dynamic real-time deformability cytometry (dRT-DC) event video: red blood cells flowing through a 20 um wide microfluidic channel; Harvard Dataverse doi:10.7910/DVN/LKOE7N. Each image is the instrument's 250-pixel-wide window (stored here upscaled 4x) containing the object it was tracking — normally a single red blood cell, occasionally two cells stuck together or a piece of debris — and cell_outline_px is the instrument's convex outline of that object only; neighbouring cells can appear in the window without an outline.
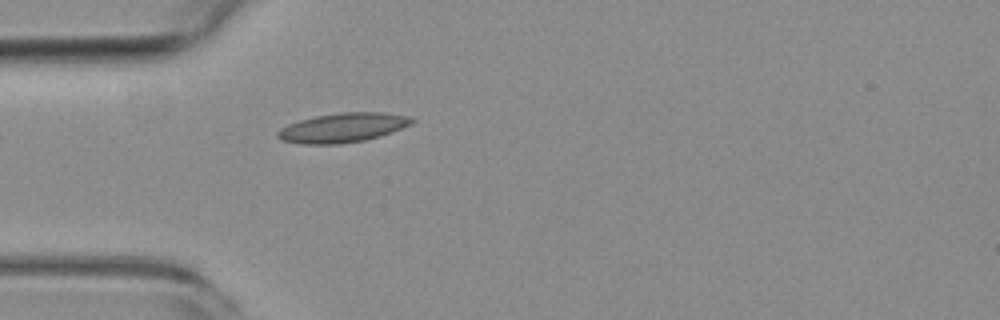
{"species": "common noctule bat (a hibernating species)", "species_latin": "Nyctalus noctula", "temperature_condition": "room temperature", "stored_images_in_passage": 3, "camera_frame_rate_fps": 3000, "um_per_image_px": 0.085, "animal": {"sex": "female", "body_mass_g": 19.3, "forearm_length_mm": 54.1}, "frame": {"image": 1, "passage_image": 3, "time_ms": 2.333, "image_size_px": [1000, 320], "cell_outline_px": [[416, 120], [412, 124], [392, 132], [380, 136], [364, 140], [340, 144], [300, 144], [280, 140], [276, 136], [276, 132], [280, 128], [288, 124], [300, 120], [316, 116], [340, 112], [384, 112], [408, 116]], "centroid_in_image_um": [29.12, 10.85], "position_along_channel_um": 55.9, "area_um2": 23.12}}